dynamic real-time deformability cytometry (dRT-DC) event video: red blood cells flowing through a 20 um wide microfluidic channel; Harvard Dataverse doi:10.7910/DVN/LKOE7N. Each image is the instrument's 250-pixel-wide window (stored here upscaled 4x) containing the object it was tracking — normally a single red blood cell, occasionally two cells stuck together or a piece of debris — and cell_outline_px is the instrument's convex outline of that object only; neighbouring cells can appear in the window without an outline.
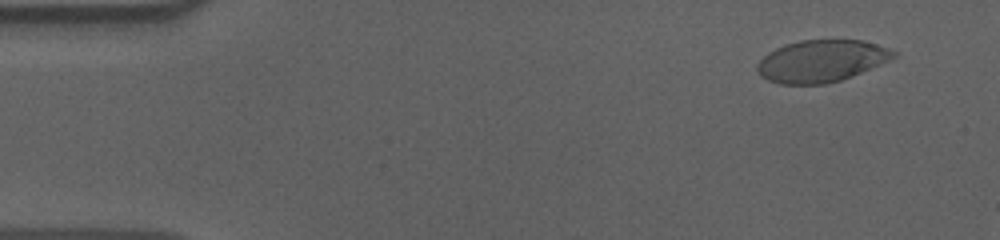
{"species": "human", "species_latin": "Homo sapiens", "temperature_condition": "cold", "stored_images_in_passage": 54, "camera_frame_rate_fps": 3000, "um_per_image_px": 0.085, "donor": {"sex": "male"}, "frame": {"image": 1, "passage_image": 4, "time_ms": 1.0, "image_size_px": [1000, 240], "cell_outline_px": [[900, 56], [840, 80], [824, 84], [780, 84], [768, 80], [760, 76], [756, 68], [756, 64], [768, 52], [784, 44], [800, 40], [860, 40], [876, 44], [888, 48], [896, 52]], "centroid_in_image_um": [69.79, 5.18], "position_along_channel_um": 15.2, "area_um2": 33.29}}
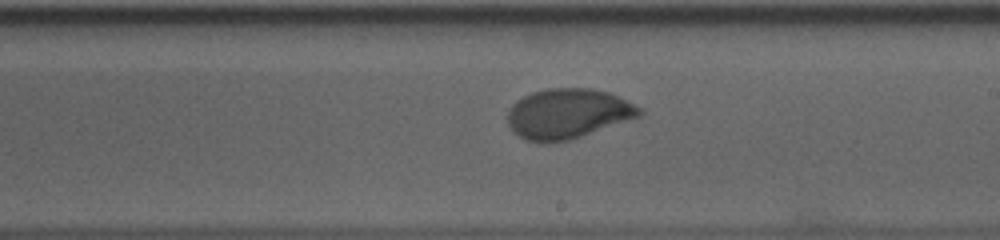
{"frame": {"image": 2, "passage_image": 32, "time_ms": 10.333, "image_size_px": [1000, 240], "cell_outline_px": [[644, 112], [640, 116], [568, 140], [548, 144], [544, 144], [524, 140], [512, 132], [508, 124], [508, 112], [512, 104], [516, 100], [532, 92], [548, 88], [592, 88], [608, 92], [636, 104]], "centroid_in_image_um": [48.22, 9.67], "position_along_channel_um": 240.8, "area_um2": 38.55}}
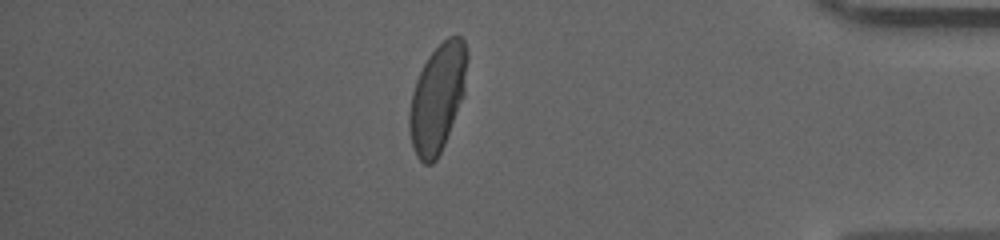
{"frame": {"image": 3, "passage_image": 48, "time_ms": 15.667, "image_size_px": [1000, 240], "cell_outline_px": [[468, 56], [464, 96], [444, 144], [436, 160], [432, 164], [424, 164], [416, 156], [412, 144], [408, 128], [408, 112], [412, 92], [416, 80], [428, 56], [448, 36], [460, 36], [464, 40], [468, 52]], "centroid_in_image_um": [37.18, 8.33], "position_along_channel_um": 398.0, "area_um2": 36.47}}